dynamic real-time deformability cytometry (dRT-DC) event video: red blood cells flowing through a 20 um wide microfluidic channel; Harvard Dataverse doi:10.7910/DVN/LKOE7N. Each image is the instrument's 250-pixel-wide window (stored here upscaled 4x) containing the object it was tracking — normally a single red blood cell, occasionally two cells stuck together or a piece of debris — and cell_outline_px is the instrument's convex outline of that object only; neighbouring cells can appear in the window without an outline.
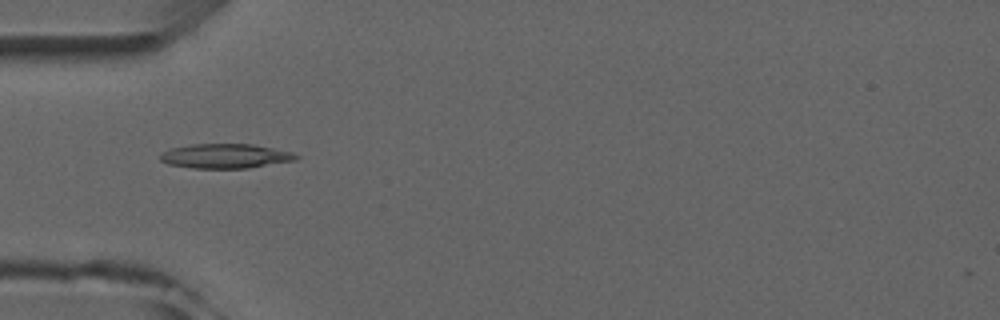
{"species": "common noctule bat (a hibernating species)", "species_latin": "Nyctalus noctula", "temperature_condition": "room temperature", "stored_images_in_passage": 8, "camera_frame_rate_fps": 3000, "um_per_image_px": 0.085, "animal": {"sex": "male", "forearm_length_mm": 52.5}, "frame": {"image": 1, "passage_image": 4, "time_ms": 3.667, "image_size_px": [1000, 320], "cell_outline_px": [[300, 156], [296, 160], [248, 168], [192, 168], [168, 164], [160, 160], [160, 152], [172, 148], [192, 144], [252, 144], [292, 152]], "centroid_in_image_um": [19.14, 13.26], "position_along_channel_um": 65.9, "area_um2": 19.36}}
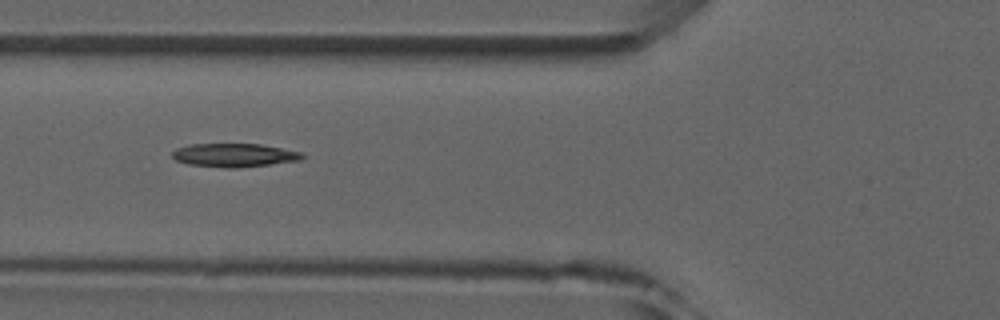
{"frame": {"image": 2, "passage_image": 5, "time_ms": 4.667, "image_size_px": [1000, 320], "cell_outline_px": [[304, 156], [300, 160], [236, 168], [228, 168], [188, 164], [176, 160], [172, 156], [172, 152], [176, 148], [188, 144], [260, 144], [300, 152]], "centroid_in_image_um": [19.85, 13.18], "position_along_channel_um": 105.9, "area_um2": 17.57}}
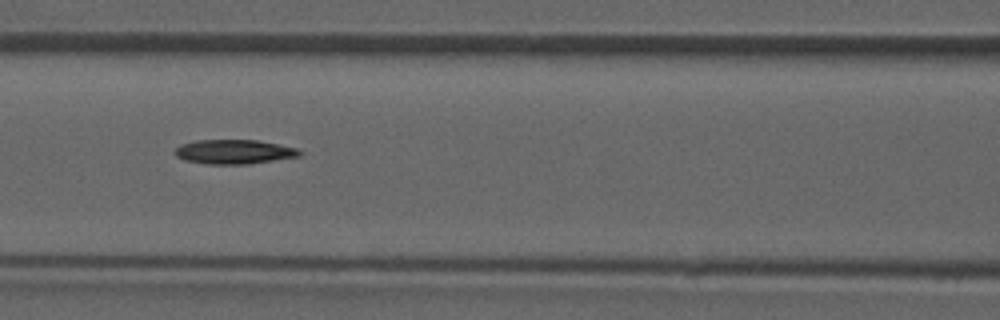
{"frame": {"image": 3, "passage_image": 6, "time_ms": 5.667, "image_size_px": [1000, 320], "cell_outline_px": [[304, 152], [300, 156], [248, 164], [208, 164], [184, 160], [176, 156], [172, 152], [180, 144], [196, 140], [256, 140], [300, 148]], "centroid_in_image_um": [19.9, 12.9], "position_along_channel_um": 146.7, "area_um2": 17.86}}